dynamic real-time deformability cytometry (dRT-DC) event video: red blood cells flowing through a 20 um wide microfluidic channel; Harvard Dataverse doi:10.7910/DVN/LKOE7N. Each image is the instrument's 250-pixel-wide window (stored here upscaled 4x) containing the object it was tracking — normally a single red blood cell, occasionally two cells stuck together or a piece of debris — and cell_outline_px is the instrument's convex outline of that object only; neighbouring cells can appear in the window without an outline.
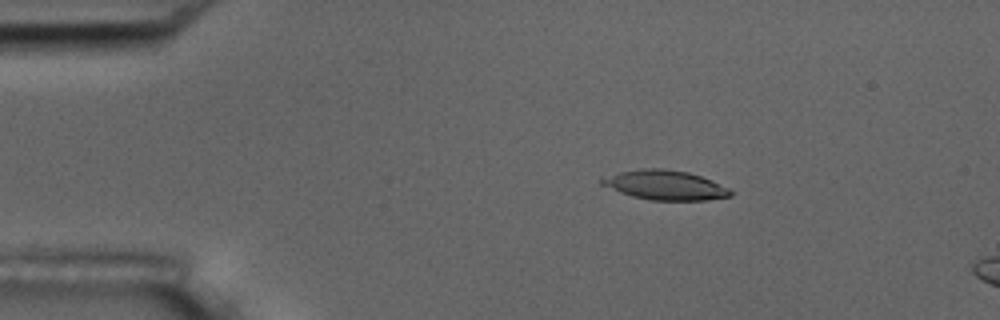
{"species": "common noctule bat (a hibernating species)", "species_latin": "Nyctalus noctula", "temperature_condition": "room temperature", "stored_images_in_passage": 5, "camera_frame_rate_fps": 3000, "um_per_image_px": 0.085, "animal": {"sex": "male", "body_mass_g": 17.5, "forearm_length_mm": 52.3}, "frame": {"image": 1, "passage_image": 3, "time_ms": 2.333, "image_size_px": [1000, 320], "cell_outline_px": [[736, 192], [732, 196], [704, 200], [652, 200], [632, 196], [620, 192], [600, 184], [600, 176], [620, 172], [644, 168], [664, 168], [688, 172], [712, 180]], "centroid_in_image_um": [56.53, 15.73], "position_along_channel_um": 28.5, "area_um2": 22.25}}